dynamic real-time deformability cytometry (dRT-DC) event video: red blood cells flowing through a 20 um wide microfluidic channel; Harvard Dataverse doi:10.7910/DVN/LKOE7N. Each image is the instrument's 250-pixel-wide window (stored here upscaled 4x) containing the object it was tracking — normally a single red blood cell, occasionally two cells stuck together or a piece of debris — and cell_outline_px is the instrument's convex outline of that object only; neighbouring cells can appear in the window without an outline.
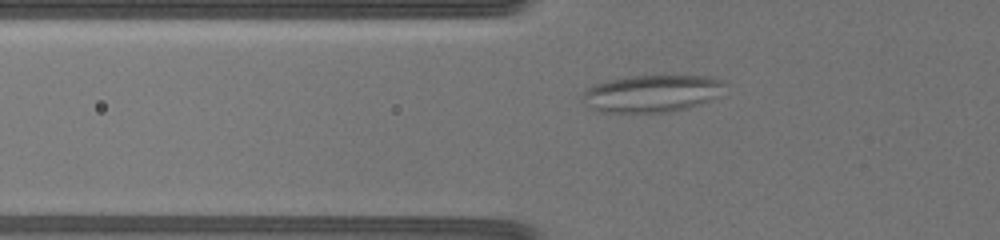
{"species": "common noctule bat (a hibernating species)", "species_latin": "Nyctalus noctula", "temperature_condition": "warm", "stored_images_in_passage": 20, "camera_frame_rate_fps": 3000, "um_per_image_px": 0.085, "animal": {"sex": "female", "body_mass_g": 19.5, "forearm_length_mm": 54.1}, "frame": {"image": 1, "passage_image": 7, "time_ms": 7.0, "image_size_px": [1000, 240], "cell_outline_px": [[724, 80], [712, 96], [708, 100], [700, 104], [688, 108], [668, 112], [600, 112], [584, 104], [580, 100], [580, 96], [584, 88], [608, 80], [628, 76], [708, 76]], "centroid_in_image_um": [55.24, 7.95], "position_along_channel_um": 70.6, "area_um2": 30.46}}
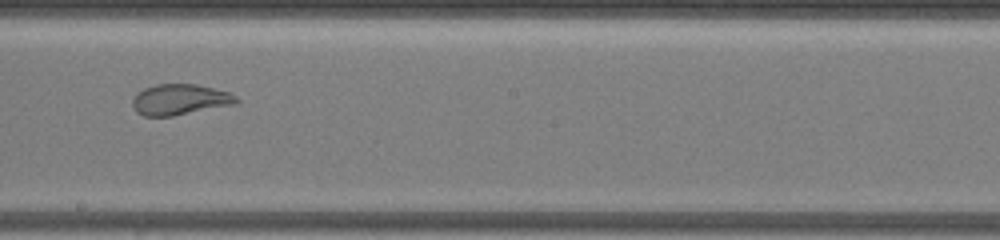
{"frame": {"image": 2, "passage_image": 12, "time_ms": 12.667, "image_size_px": [1000, 240], "cell_outline_px": [[240, 100], [232, 104], [172, 116], [144, 116], [136, 112], [132, 108], [132, 100], [136, 92], [144, 88], [156, 84], [196, 84], [228, 92], [236, 96]], "centroid_in_image_um": [15.21, 8.46], "position_along_channel_um": 233.0, "area_um2": 18.5}}
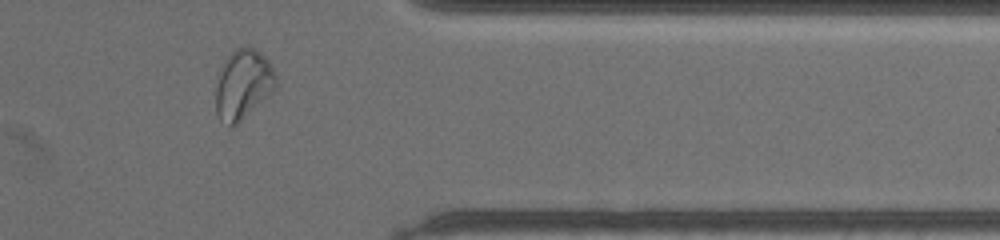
{"frame": {"image": 3, "passage_image": 17, "time_ms": 18.333, "image_size_px": [1000, 240], "cell_outline_px": [[276, 88], [272, 92], [236, 124], [228, 128], [220, 120], [216, 112], [216, 88], [220, 68], [228, 56], [236, 48], [256, 48], [268, 60], [276, 76]], "centroid_in_image_um": [20.65, 7.18], "position_along_channel_um": 390.8, "area_um2": 24.1}}